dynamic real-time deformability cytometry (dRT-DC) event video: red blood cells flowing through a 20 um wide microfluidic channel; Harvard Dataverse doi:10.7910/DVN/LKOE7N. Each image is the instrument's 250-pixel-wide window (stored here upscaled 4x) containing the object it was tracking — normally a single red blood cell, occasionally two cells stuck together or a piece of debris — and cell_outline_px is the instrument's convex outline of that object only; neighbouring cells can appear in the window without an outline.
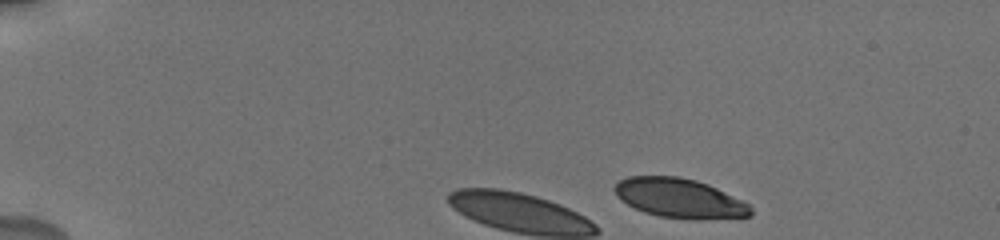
{"species": "human", "species_latin": "Homo sapiens", "temperature_condition": "cold", "stored_images_in_passage": 14, "camera_frame_rate_fps": 3000, "um_per_image_px": 0.085, "donor": {"sex": "male"}, "frame": {"image": 1, "passage_image": 1, "time_ms": 0.0, "image_size_px": [1000, 240], "cell_outline_px": [[752, 216], [700, 220], [696, 220], [660, 216], [644, 212], [620, 200], [616, 196], [612, 188], [620, 180], [628, 176], [680, 176], [696, 180], [708, 184], [748, 204], [752, 208]], "centroid_in_image_um": [57.74, 16.85], "position_along_channel_um": 27.3, "area_um2": 31.27}}
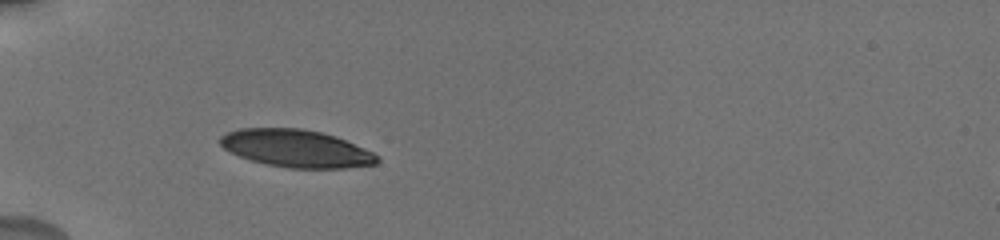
{"frame": {"image": 2, "passage_image": 8, "time_ms": 3.333, "image_size_px": [1000, 240], "cell_outline_px": [[380, 160], [376, 164], [344, 168], [288, 168], [268, 164], [252, 160], [240, 156], [224, 148], [220, 144], [220, 136], [228, 132], [240, 128], [300, 128], [320, 132], [336, 136], [372, 152], [380, 156]], "centroid_in_image_um": [25.2, 12.62], "position_along_channel_um": 59.8, "area_um2": 34.1}}
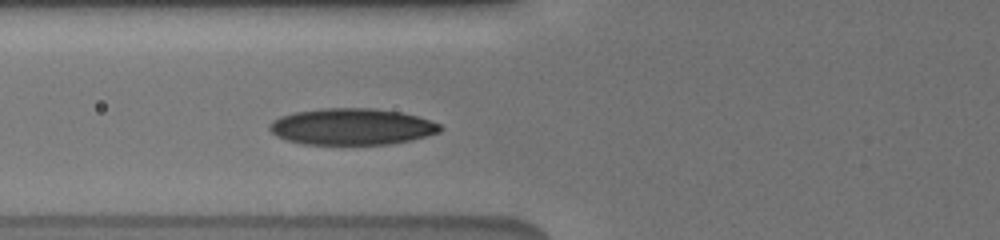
{"frame": {"image": 3, "passage_image": 10, "time_ms": 4.667, "image_size_px": [1000, 240], "cell_outline_px": [[444, 128], [440, 132], [412, 140], [388, 144], [304, 144], [284, 140], [276, 136], [268, 128], [268, 124], [272, 120], [280, 116], [296, 112], [324, 108], [372, 108], [400, 112], [416, 116], [440, 124]], "centroid_in_image_um": [29.88, 10.77], "position_along_channel_um": 95.9, "area_um2": 36.3}}